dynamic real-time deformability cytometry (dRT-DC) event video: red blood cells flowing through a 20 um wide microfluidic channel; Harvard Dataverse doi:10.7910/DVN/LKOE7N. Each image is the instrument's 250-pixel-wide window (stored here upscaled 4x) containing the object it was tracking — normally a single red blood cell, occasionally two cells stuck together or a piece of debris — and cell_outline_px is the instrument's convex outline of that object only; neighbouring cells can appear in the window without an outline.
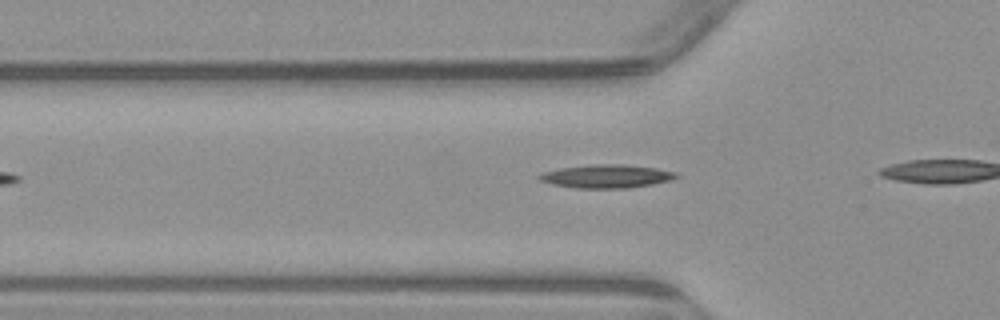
{"species": "common noctule bat (a hibernating species)", "species_latin": "Nyctalus noctula", "temperature_condition": "warm", "stored_images_in_passage": 3, "camera_frame_rate_fps": 3000, "um_per_image_px": 0.085, "animal": {"sex": "male", "body_mass_g": 23.1, "forearm_length_mm": 52.7}, "frame": {"image": 1, "passage_image": 3, "time_ms": 2.333, "image_size_px": [1000, 320], "cell_outline_px": [[680, 176], [668, 180], [652, 184], [628, 188], [576, 188], [552, 184], [540, 180], [536, 176], [544, 172], [560, 168], [596, 164], [624, 164], [656, 168], [676, 172]], "centroid_in_image_um": [51.55, 14.98], "position_along_channel_um": 74.3, "area_um2": 18.5}}